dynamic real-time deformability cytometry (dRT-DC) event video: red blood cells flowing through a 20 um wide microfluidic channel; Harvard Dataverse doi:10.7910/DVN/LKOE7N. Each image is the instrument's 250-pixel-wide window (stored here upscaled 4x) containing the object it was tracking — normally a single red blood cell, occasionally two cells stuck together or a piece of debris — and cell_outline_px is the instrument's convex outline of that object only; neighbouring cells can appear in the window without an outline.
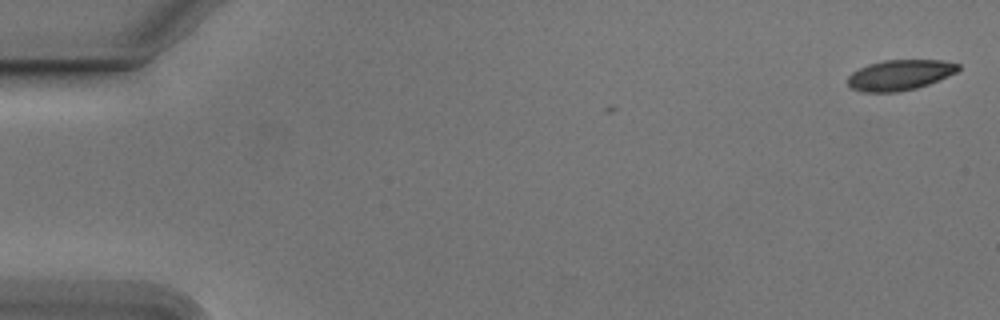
{"species": "Egyptian fruit bat (a non-hibernating species)", "species_latin": "Rousettus aegyptiacus", "temperature_condition": "cold", "stored_images_in_passage": 2, "camera_frame_rate_fps": 3000, "um_per_image_px": 0.085, "animal": {"sex": "male"}, "frame": {"image": 1, "passage_image": 2, "time_ms": 0.333, "image_size_px": [1000, 320], "cell_outline_px": [[960, 68], [956, 72], [928, 84], [916, 88], [900, 92], [864, 92], [852, 88], [848, 84], [848, 76], [852, 72], [868, 64], [884, 60], [944, 60], [960, 64]], "centroid_in_image_um": [76.48, 6.37], "position_along_channel_um": 8.5, "area_um2": 19.54}}